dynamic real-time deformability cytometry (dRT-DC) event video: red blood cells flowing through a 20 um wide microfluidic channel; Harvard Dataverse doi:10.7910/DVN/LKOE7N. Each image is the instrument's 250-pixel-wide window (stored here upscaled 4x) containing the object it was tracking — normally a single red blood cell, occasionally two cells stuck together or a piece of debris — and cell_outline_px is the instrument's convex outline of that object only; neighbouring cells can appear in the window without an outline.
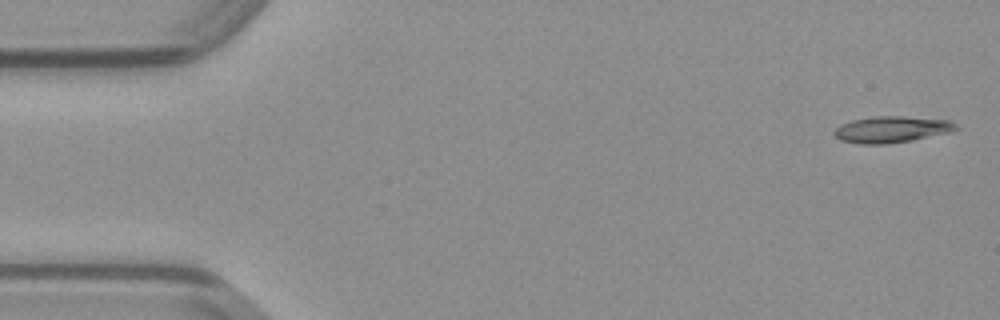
{"species": "common noctule bat (a hibernating species)", "species_latin": "Nyctalus noctula", "temperature_condition": "warm", "stored_images_in_passage": 48, "camera_frame_rate_fps": 3000, "um_per_image_px": 0.085, "animal": {"sex": "male", "body_mass_g": 23.1, "forearm_length_mm": 52.7}, "frame": {"image": 1, "passage_image": 1, "time_ms": 0.0, "image_size_px": [1000, 320], "cell_outline_px": [[960, 128], [952, 132], [912, 140], [888, 144], [860, 144], [840, 140], [832, 132], [840, 124], [852, 120], [872, 116], [904, 116], [948, 120], [956, 124]], "centroid_in_image_um": [75.79, 11.0], "position_along_channel_um": 9.2, "area_um2": 18.9}}
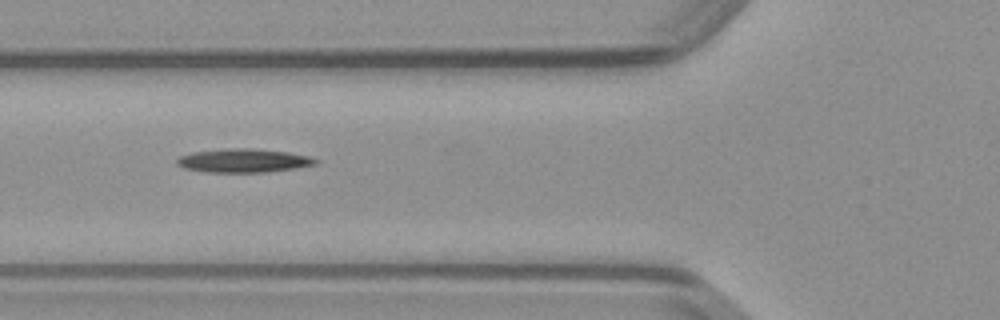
{"frame": {"image": 2, "passage_image": 17, "time_ms": 5.333, "image_size_px": [1000, 320], "cell_outline_px": [[320, 164], [296, 168], [268, 172], [204, 172], [184, 168], [176, 164], [176, 160], [180, 156], [192, 152], [232, 148], [248, 148], [288, 152], [312, 156], [320, 160]], "centroid_in_image_um": [20.76, 13.65], "position_along_channel_um": 105.0, "area_um2": 19.31}}
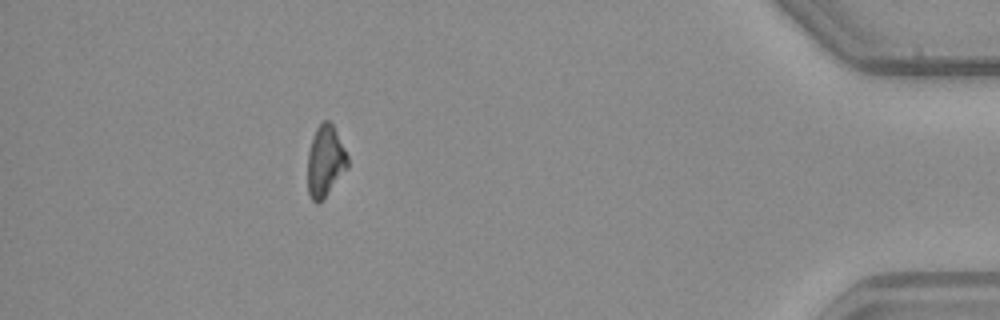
{"frame": {"image": 3, "passage_image": 43, "time_ms": 14.0, "image_size_px": [1000, 320], "cell_outline_px": [[348, 168], [324, 196], [316, 204], [312, 200], [308, 192], [308, 152], [312, 136], [316, 128], [324, 120], [328, 120], [332, 124], [348, 156]], "centroid_in_image_um": [27.64, 13.67], "position_along_channel_um": 407.6, "area_um2": 16.3}}